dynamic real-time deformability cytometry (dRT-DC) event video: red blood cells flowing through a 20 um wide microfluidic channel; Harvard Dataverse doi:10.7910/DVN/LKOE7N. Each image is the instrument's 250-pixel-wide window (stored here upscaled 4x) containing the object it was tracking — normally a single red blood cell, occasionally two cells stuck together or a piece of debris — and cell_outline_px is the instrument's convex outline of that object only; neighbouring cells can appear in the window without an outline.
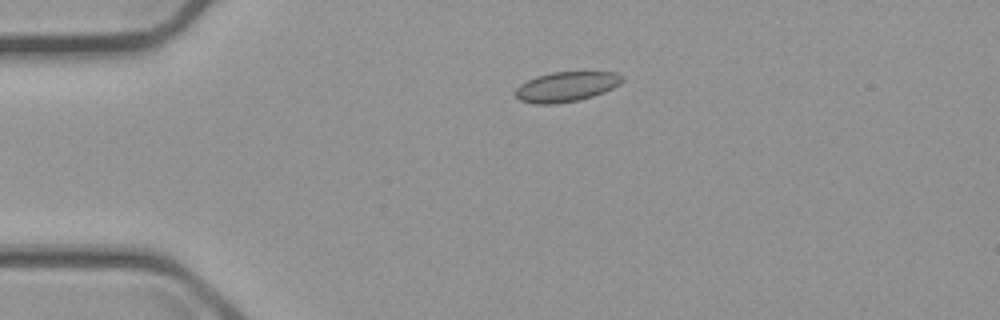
{"species": "common noctule bat (a hibernating species)", "species_latin": "Nyctalus noctula", "temperature_condition": "cold", "stored_images_in_passage": 4, "camera_frame_rate_fps": 3000, "um_per_image_px": 0.085, "animal": {"sex": "male", "body_mass_g": 23.1, "forearm_length_mm": 52.7}, "frame": {"image": 1, "passage_image": 4, "time_ms": 4.667, "image_size_px": [1000, 320], "cell_outline_px": [[624, 80], [620, 84], [604, 92], [592, 96], [576, 100], [556, 104], [536, 104], [520, 100], [512, 92], [520, 84], [536, 76], [552, 72], [616, 72], [624, 76]], "centroid_in_image_um": [48.12, 7.36], "position_along_channel_um": 36.9, "area_um2": 18.67}}